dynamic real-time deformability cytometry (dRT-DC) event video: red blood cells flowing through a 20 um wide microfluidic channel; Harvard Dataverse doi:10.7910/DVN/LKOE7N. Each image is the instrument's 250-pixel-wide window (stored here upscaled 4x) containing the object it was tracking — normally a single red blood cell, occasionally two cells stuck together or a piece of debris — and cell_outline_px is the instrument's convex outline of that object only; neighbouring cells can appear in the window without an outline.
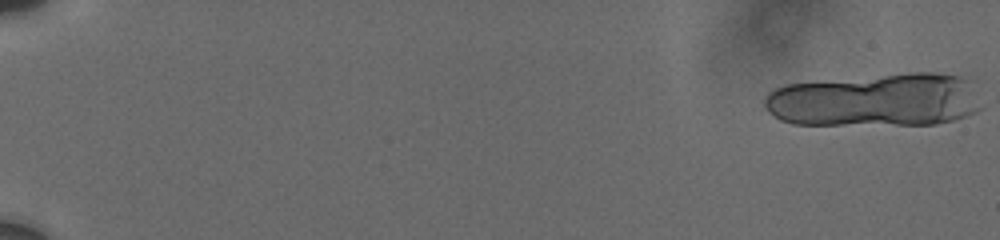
{"species": "human", "species_latin": "Homo sapiens", "temperature_condition": "cold", "stored_images_in_passage": 13, "camera_frame_rate_fps": 3000, "um_per_image_px": 0.085, "donor": {"sex": "male"}, "frame": {"image": 1, "passage_image": 1, "time_ms": 0.0, "image_size_px": [1000, 240], "cell_outline_px": [[980, 108], [976, 112], [952, 120], [936, 124], [792, 124], [780, 120], [768, 112], [764, 108], [764, 100], [768, 92], [784, 84], [912, 72], [936, 72], [960, 76], [964, 80]], "centroid_in_image_um": [74.3, 8.51], "position_along_channel_um": 10.7, "area_um2": 66.7}}